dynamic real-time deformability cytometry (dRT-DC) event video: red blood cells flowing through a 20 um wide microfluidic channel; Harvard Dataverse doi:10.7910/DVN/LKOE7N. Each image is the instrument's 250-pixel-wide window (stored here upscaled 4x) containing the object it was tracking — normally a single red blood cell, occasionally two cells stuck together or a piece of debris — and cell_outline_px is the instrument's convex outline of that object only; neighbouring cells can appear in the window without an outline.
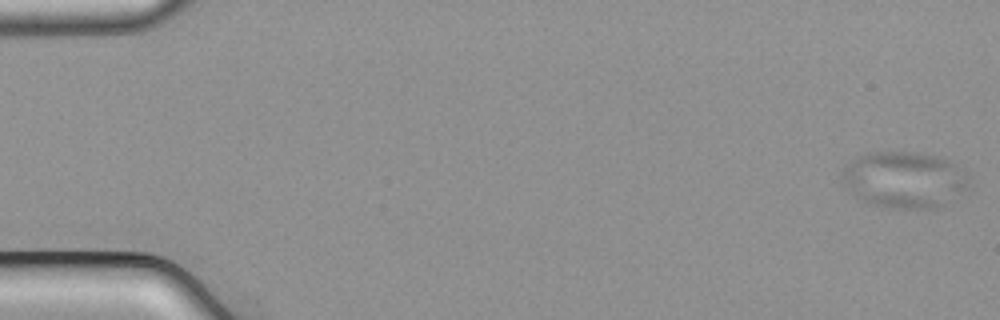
{"species": "common noctule bat (a hibernating species)", "species_latin": "Nyctalus noctula", "temperature_condition": "cold", "stored_images_in_passage": 50, "camera_frame_rate_fps": 3000, "um_per_image_px": 0.085, "animal": {"sex": "male", "body_mass_g": 21.5, "forearm_length_mm": 52.0}, "frame": {"image": 1, "passage_image": 1, "time_ms": 0.0, "image_size_px": [1000, 320], "cell_outline_px": [[968, 188], [944, 204], [936, 208], [892, 208], [868, 204], [860, 200], [840, 180], [840, 172], [856, 156], [868, 152], [916, 152], [940, 156], [956, 164], [968, 176]], "centroid_in_image_um": [76.83, 15.26], "position_along_channel_um": 8.2, "area_um2": 41.91}}
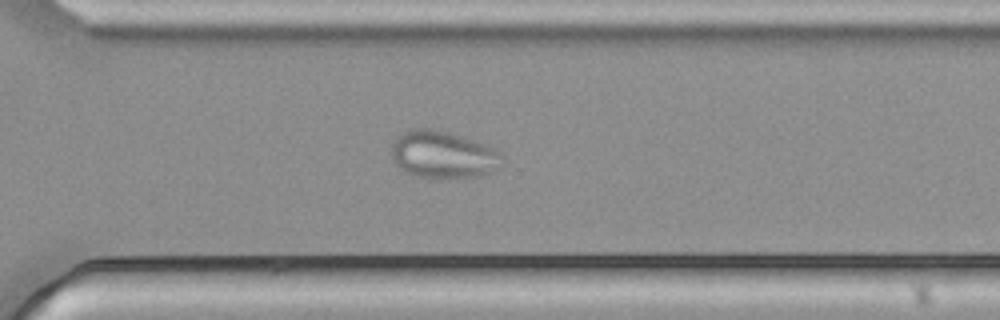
{"frame": {"image": 2, "passage_image": 39, "time_ms": 12.667, "image_size_px": [1000, 320], "cell_outline_px": [[504, 164], [480, 176], [440, 180], [436, 180], [412, 176], [396, 168], [392, 160], [392, 144], [408, 128], [432, 128], [448, 132], [484, 144], [500, 152], [504, 156]], "centroid_in_image_um": [37.63, 13.19], "position_along_channel_um": 333.0, "area_um2": 31.21}}
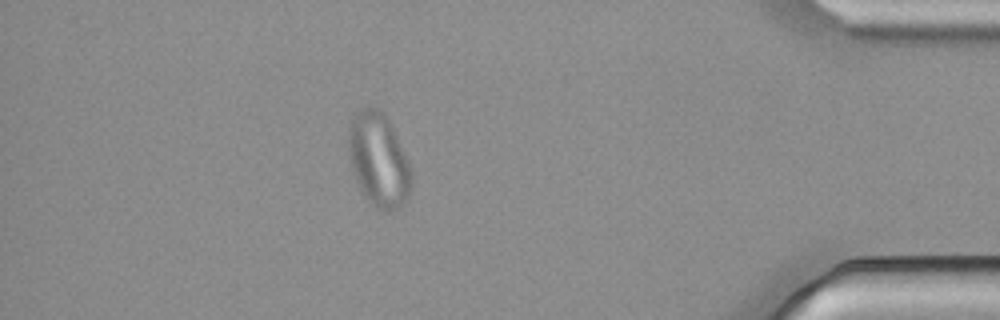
{"frame": {"image": 3, "passage_image": 48, "time_ms": 15.667, "image_size_px": [1000, 320], "cell_outline_px": [[412, 184], [408, 200], [400, 208], [392, 212], [384, 212], [376, 208], [372, 204], [360, 188], [356, 180], [352, 168], [348, 152], [348, 128], [352, 116], [364, 104], [376, 108], [384, 112], [392, 124], [408, 160], [412, 172]], "centroid_in_image_um": [32.2, 13.57], "position_along_channel_um": 403.0, "area_um2": 35.14}}